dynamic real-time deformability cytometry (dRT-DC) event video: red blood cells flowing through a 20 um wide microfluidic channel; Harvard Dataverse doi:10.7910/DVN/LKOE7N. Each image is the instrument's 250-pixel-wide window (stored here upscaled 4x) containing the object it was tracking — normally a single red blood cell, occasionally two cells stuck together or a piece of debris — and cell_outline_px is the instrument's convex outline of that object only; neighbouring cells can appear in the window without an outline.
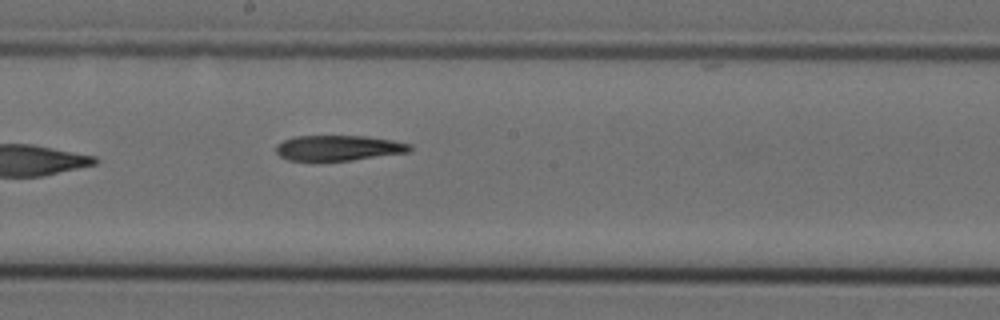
{"species": "Egyptian fruit bat (a non-hibernating species)", "species_latin": "Rousettus aegyptiacus", "temperature_condition": "cold", "stored_images_in_passage": 8, "camera_frame_rate_fps": 3000, "um_per_image_px": 0.085, "animal": {"sex": "female"}, "frame": {"image": 1, "passage_image": 8, "time_ms": 2.333, "image_size_px": [1000, 320], "cell_outline_px": [[412, 148], [408, 152], [348, 160], [288, 160], [280, 156], [276, 152], [276, 144], [284, 140], [296, 136], [364, 136], [392, 140], [412, 144]], "centroid_in_image_um": [28.75, 12.56], "position_along_channel_um": 219.4, "area_um2": 19.48}}